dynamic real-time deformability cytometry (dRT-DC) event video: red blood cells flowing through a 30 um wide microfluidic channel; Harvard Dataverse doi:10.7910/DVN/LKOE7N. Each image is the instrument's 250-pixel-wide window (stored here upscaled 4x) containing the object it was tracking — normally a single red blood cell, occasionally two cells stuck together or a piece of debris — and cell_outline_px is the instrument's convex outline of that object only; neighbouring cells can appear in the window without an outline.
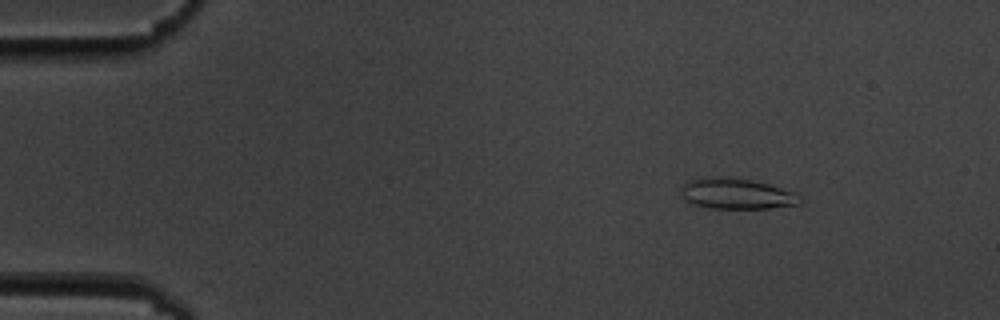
{"species": "common noctule bat (a hibernating species)", "species_latin": "Nyctalus noctula", "temperature_condition": "cold", "stored_images_in_passage": 17, "camera_frame_rate_fps": 3000, "um_per_image_px": 0.085, "animal": {"sex": "male", "body_mass_g": 19.5, "forearm_length_mm": 54.6}, "frame": {"image": 1, "passage_image": 8, "time_ms": 2.333, "image_size_px": [1000, 320], "cell_outline_px": [[800, 204], [768, 208], [712, 208], [696, 204], [684, 200], [680, 196], [680, 188], [688, 180], [704, 176], [712, 176], [752, 180], [768, 184], [796, 192], [800, 196]], "centroid_in_image_um": [62.57, 16.45], "position_along_channel_um": 22.4, "area_um2": 21.33}}